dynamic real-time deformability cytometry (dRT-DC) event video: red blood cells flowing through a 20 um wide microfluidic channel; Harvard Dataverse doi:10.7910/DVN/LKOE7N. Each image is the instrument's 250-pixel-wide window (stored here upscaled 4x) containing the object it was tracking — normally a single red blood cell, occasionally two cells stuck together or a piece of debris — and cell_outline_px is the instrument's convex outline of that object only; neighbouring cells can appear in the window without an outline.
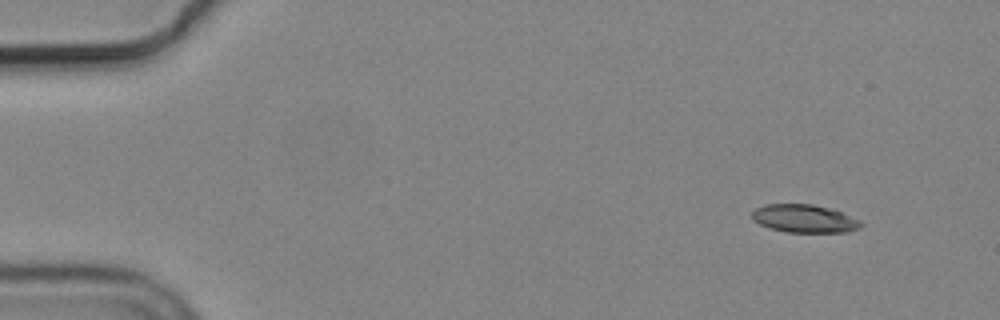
{"species": "common noctule bat (a hibernating species)", "species_latin": "Nyctalus noctula", "temperature_condition": "cold", "stored_images_in_passage": 6, "camera_frame_rate_fps": 3000, "um_per_image_px": 0.085, "animal": {"sex": "male", "body_mass_g": 19.2, "forearm_length_mm": 51.8}, "frame": {"image": 1, "passage_image": 1, "time_ms": 0.0, "image_size_px": [1000, 320], "cell_outline_px": [[864, 224], [860, 228], [848, 232], [784, 232], [760, 224], [752, 220], [752, 212], [756, 208], [764, 204], [812, 204], [828, 208], [840, 212], [860, 220]], "centroid_in_image_um": [68.37, 18.58], "position_along_channel_um": 16.6, "area_um2": 17.74}}
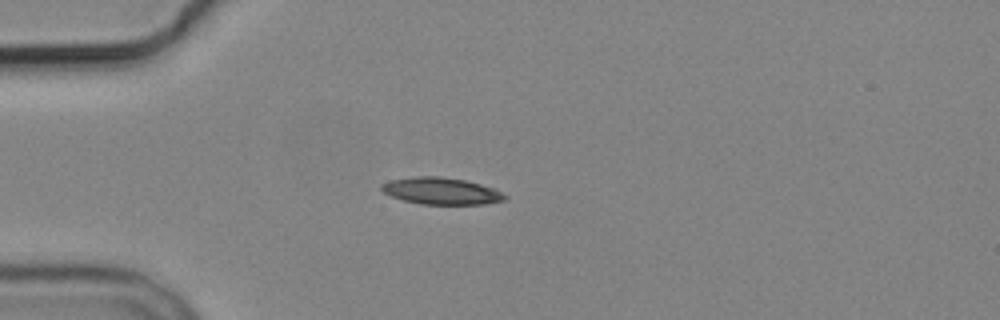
{"frame": {"image": 2, "passage_image": 4, "time_ms": 3.333, "image_size_px": [1000, 320], "cell_outline_px": [[508, 196], [504, 200], [484, 204], [420, 204], [404, 200], [392, 196], [384, 192], [380, 188], [380, 184], [392, 180], [416, 176], [436, 176], [464, 180], [496, 188]], "centroid_in_image_um": [37.53, 16.23], "position_along_channel_um": 47.5, "area_um2": 19.19}}